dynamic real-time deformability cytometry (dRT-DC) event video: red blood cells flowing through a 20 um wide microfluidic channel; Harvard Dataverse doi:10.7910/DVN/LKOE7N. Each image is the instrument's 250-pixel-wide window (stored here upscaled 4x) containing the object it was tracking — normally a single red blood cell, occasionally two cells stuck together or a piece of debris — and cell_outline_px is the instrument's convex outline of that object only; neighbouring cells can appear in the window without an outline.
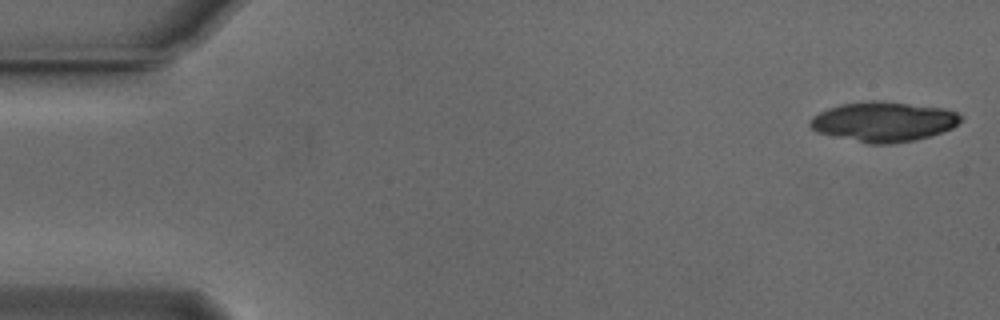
{"species": "Egyptian fruit bat (a non-hibernating species)", "species_latin": "Rousettus aegyptiacus", "temperature_condition": "cold", "stored_images_in_passage": 14, "camera_frame_rate_fps": 3000, "um_per_image_px": 0.085, "animal": {"sex": "male"}, "frame": {"image": 1, "passage_image": 1, "time_ms": 0.0, "image_size_px": [1000, 320], "cell_outline_px": [[964, 116], [952, 128], [916, 140], [892, 144], [868, 144], [832, 136], [816, 132], [808, 124], [812, 116], [828, 108], [840, 104], [904, 104], [940, 108], [956, 112]], "centroid_in_image_um": [75.07, 10.41], "position_along_channel_um": 9.9, "area_um2": 33.76}}